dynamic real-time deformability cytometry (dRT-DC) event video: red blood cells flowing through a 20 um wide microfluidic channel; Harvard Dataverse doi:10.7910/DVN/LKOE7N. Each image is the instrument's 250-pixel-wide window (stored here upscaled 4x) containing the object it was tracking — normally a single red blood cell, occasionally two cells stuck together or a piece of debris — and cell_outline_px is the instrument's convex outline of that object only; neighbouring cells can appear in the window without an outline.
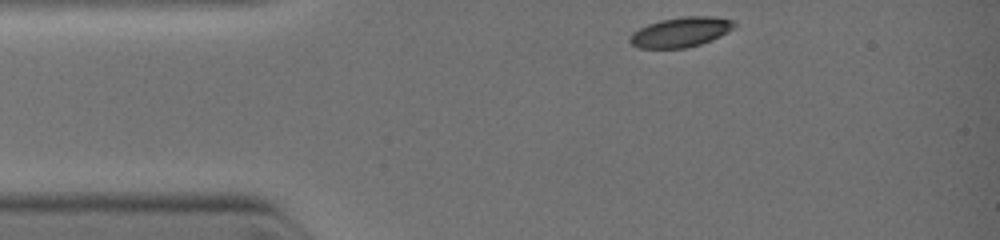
{"species": "common noctule bat (a hibernating species)", "species_latin": "Nyctalus noctula", "temperature_condition": "warm", "stored_images_in_passage": 3, "camera_frame_rate_fps": 3000, "um_per_image_px": 0.085, "animal": {"sex": "female", "body_mass_g": 19.0, "forearm_length_mm": 51.5}, "frame": {"image": 1, "passage_image": 1, "time_ms": 0.0, "image_size_px": [1000, 240], "cell_outline_px": [[736, 24], [732, 28], [700, 44], [684, 48], [640, 48], [632, 44], [628, 40], [632, 32], [648, 24], [664, 20], [684, 16], [704, 16], [732, 20]], "centroid_in_image_um": [57.78, 2.73], "position_along_channel_um": 27.2, "area_um2": 17.51}}